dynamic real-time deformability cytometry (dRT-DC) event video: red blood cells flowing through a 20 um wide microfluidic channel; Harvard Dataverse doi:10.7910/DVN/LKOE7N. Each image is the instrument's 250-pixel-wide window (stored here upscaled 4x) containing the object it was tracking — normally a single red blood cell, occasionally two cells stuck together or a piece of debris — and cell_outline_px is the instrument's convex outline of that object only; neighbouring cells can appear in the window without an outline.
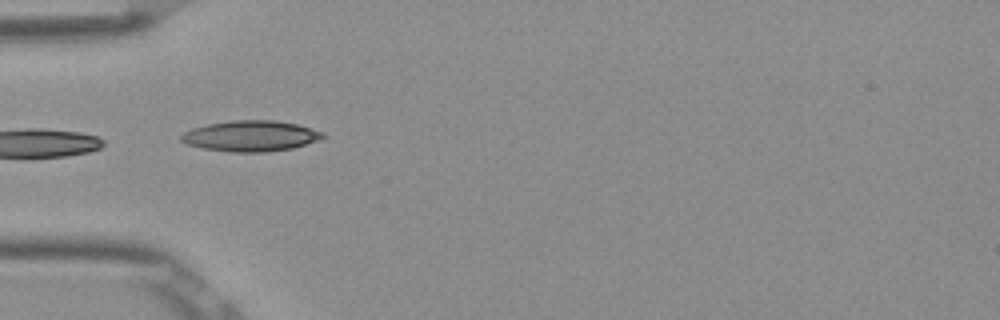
{"species": "Egyptian fruit bat (a non-hibernating species)", "species_latin": "Rousettus aegyptiacus", "temperature_condition": "room temperature", "stored_images_in_passage": 7, "camera_frame_rate_fps": 3000, "um_per_image_px": 0.085, "frame": {"image": 1, "passage_image": 5, "time_ms": 1.333, "image_size_px": [1000, 320], "cell_outline_px": [[324, 136], [316, 140], [292, 148], [268, 152], [232, 152], [204, 148], [188, 144], [180, 140], [180, 136], [184, 132], [192, 128], [208, 124], [232, 120], [276, 120], [296, 124], [324, 132]], "centroid_in_image_um": [21.28, 11.55], "position_along_channel_um": 63.7, "area_um2": 25.14}}
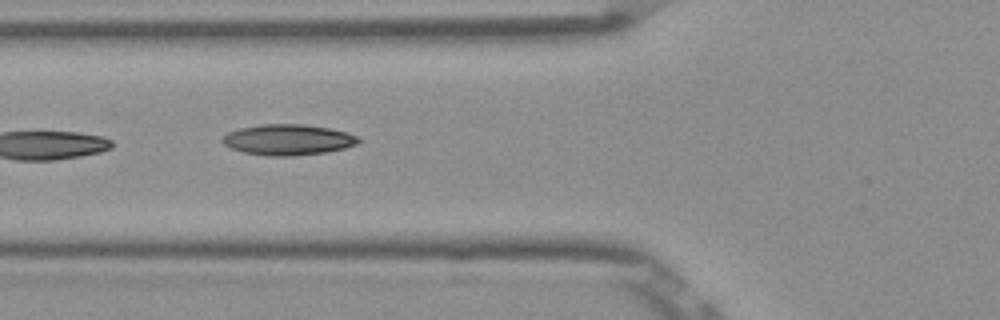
{"frame": {"image": 2, "passage_image": 6, "time_ms": 1.667, "image_size_px": [1000, 320], "cell_outline_px": [[360, 140], [356, 144], [344, 148], [324, 152], [292, 156], [268, 156], [244, 152], [232, 148], [224, 144], [220, 140], [228, 132], [240, 128], [260, 124], [300, 124], [328, 128], [348, 132], [356, 136]], "centroid_in_image_um": [24.46, 11.87], "position_along_channel_um": 101.3, "area_um2": 24.16}}
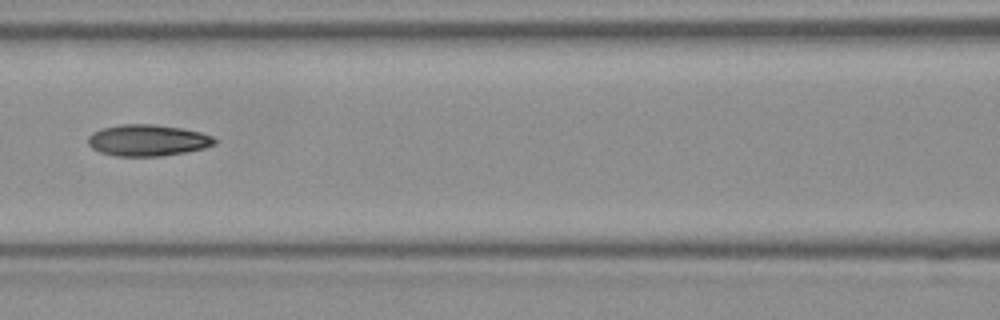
{"frame": {"image": 3, "passage_image": 7, "time_ms": 2.0, "image_size_px": [1000, 320], "cell_outline_px": [[216, 144], [204, 148], [164, 156], [116, 156], [100, 152], [92, 148], [88, 144], [88, 136], [92, 132], [104, 128], [120, 124], [152, 124], [180, 128], [200, 132], [212, 136], [216, 140]], "centroid_in_image_um": [12.54, 11.93], "position_along_channel_um": 154.1, "area_um2": 23.12}}